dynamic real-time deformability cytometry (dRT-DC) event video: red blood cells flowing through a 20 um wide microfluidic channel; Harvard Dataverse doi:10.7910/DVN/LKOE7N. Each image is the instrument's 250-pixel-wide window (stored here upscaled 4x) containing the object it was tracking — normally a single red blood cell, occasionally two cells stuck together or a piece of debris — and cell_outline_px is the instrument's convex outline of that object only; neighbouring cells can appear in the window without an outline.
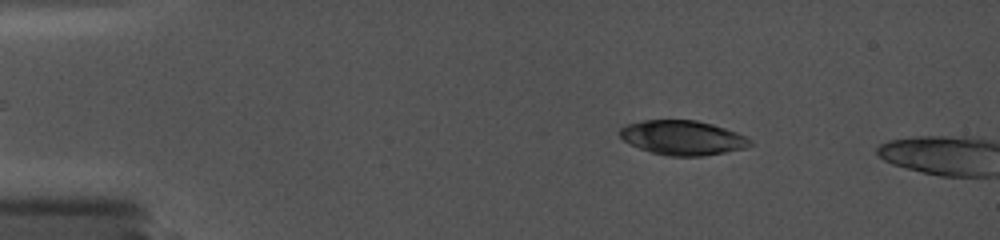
{"species": "common noctule bat (a hibernating species)", "species_latin": "Nyctalus noctula", "temperature_condition": "cold", "stored_images_in_passage": 8, "camera_frame_rate_fps": 5000, "um_per_image_px": 0.085, "animal": {"sex": "female", "body_mass_g": 19.0, "forearm_length_mm": 56.7}, "frame": {"image": 1, "passage_image": 6, "time_ms": 2.2, "image_size_px": [1000, 240], "cell_outline_px": [[752, 144], [744, 148], [724, 152], [700, 156], [668, 156], [652, 152], [640, 148], [624, 140], [620, 136], [620, 128], [628, 124], [644, 120], [696, 120], [712, 124], [736, 132], [752, 140]], "centroid_in_image_um": [58.02, 11.7], "position_along_channel_um": 27.0, "area_um2": 25.84}}